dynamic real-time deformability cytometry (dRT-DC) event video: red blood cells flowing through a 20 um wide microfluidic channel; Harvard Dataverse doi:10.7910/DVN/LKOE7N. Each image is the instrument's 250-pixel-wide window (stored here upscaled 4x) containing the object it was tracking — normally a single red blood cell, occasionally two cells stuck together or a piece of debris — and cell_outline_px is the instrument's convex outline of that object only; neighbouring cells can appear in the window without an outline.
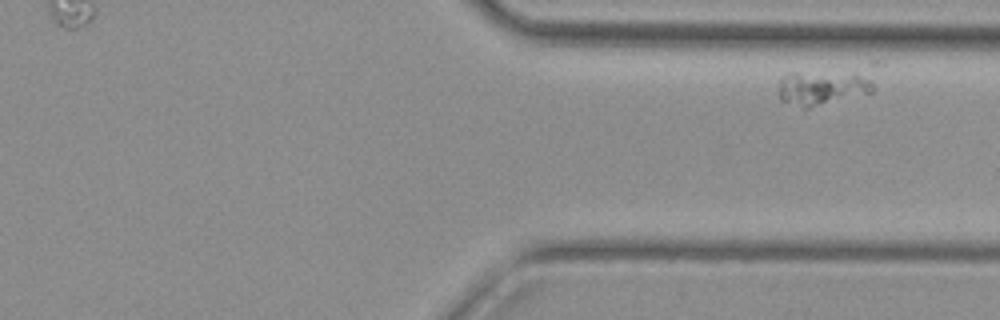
{"species": "common noctule bat (a hibernating species)", "species_latin": "Nyctalus noctula", "temperature_condition": "cold", "stored_images_in_passage": 10, "camera_frame_rate_fps": 3000, "um_per_image_px": 0.085, "animal": {"sex": "female", "body_mass_g": 29.2, "forearm_length_mm": 56.3}, "frame": {"image": 1, "passage_image": 10, "time_ms": 10.667, "image_size_px": [1000, 320], "cell_outline_px": [[876, 88], [872, 92], [808, 108], [804, 108], [780, 100], [780, 76], [788, 72], [868, 72]], "centroid_in_image_um": [69.96, 7.41], "position_along_channel_um": 341.4, "area_um2": 19.48}}